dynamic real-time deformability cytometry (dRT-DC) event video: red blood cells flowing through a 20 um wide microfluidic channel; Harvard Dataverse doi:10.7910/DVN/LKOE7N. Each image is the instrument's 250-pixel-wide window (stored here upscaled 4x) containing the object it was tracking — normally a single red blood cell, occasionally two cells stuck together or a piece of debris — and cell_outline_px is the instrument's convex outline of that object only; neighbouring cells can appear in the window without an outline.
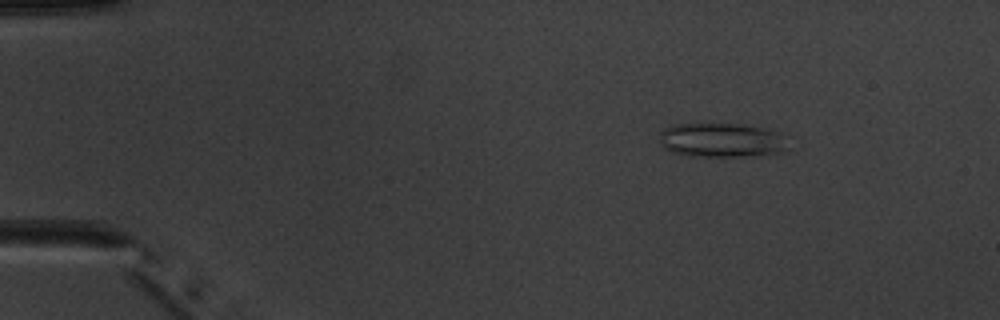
{"species": "common noctule bat (a hibernating species)", "species_latin": "Nyctalus noctula", "temperature_condition": "warm", "stored_images_in_passage": 4, "camera_frame_rate_fps": 3000, "um_per_image_px": 0.085, "animal": {"sex": "male", "body_mass_g": 20.1, "forearm_length_mm": 53.5}, "frame": {"image": 1, "passage_image": 2, "time_ms": 1.0, "image_size_px": [1000, 320], "cell_outline_px": [[792, 148], [784, 152], [736, 156], [688, 156], [672, 152], [664, 148], [660, 144], [660, 132], [664, 128], [676, 124], [740, 124], [768, 128], [784, 136]], "centroid_in_image_um": [61.36, 11.91], "position_along_channel_um": 23.6, "area_um2": 25.89}}